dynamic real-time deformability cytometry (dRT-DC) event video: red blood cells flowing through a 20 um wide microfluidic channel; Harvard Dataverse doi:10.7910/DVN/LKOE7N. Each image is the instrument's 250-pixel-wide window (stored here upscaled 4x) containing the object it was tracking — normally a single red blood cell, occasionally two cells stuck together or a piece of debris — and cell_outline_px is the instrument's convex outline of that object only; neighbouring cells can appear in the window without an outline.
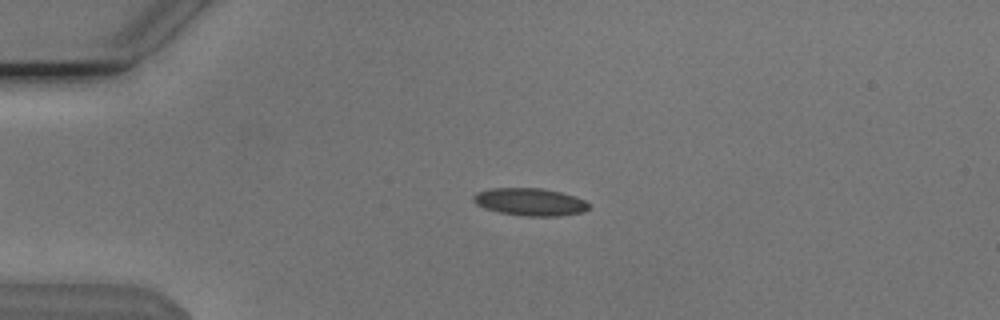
{"species": "Egyptian fruit bat (a non-hibernating species)", "species_latin": "Rousettus aegyptiacus", "temperature_condition": "cold", "stored_images_in_passage": 44, "camera_frame_rate_fps": 3000, "um_per_image_px": 0.085, "animal": {"sex": "male"}, "frame": {"image": 1, "passage_image": 9, "time_ms": 2.667, "image_size_px": [1000, 320], "cell_outline_px": [[588, 208], [584, 212], [556, 216], [528, 216], [500, 212], [484, 208], [476, 204], [472, 200], [472, 196], [476, 192], [492, 188], [540, 188], [560, 192], [576, 196], [584, 200], [588, 204]], "centroid_in_image_um": [45.03, 17.15], "position_along_channel_um": 40.0, "area_um2": 18.44}}
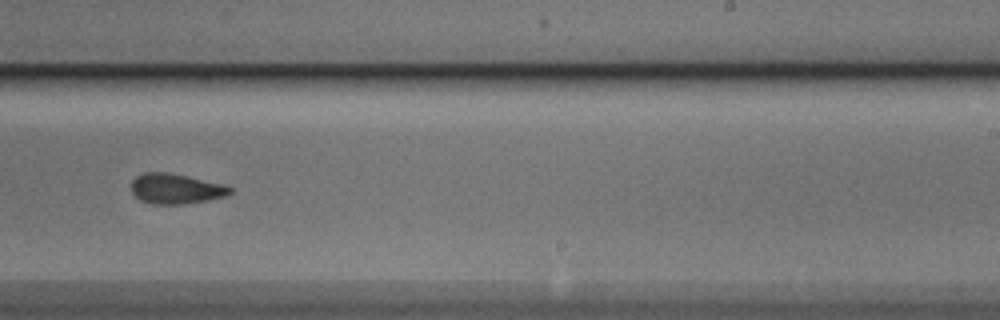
{"frame": {"image": 2, "passage_image": 30, "time_ms": 9.667, "image_size_px": [1000, 320], "cell_outline_px": [[232, 192], [228, 196], [208, 200], [184, 204], [152, 204], [140, 200], [132, 192], [132, 180], [136, 176], [144, 172], [168, 172], [228, 184], [232, 188]], "centroid_in_image_um": [15.0, 16.03], "position_along_channel_um": 274.0, "area_um2": 17.69}}
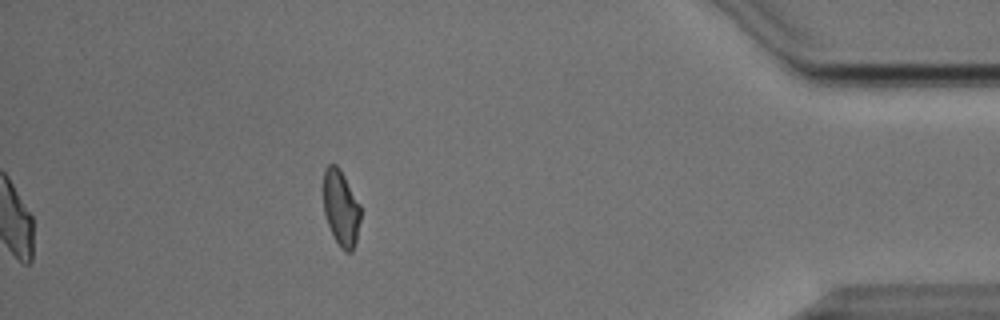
{"frame": {"image": 3, "passage_image": 44, "time_ms": 14.333, "image_size_px": [1000, 320], "cell_outline_px": [[360, 220], [356, 244], [352, 252], [344, 252], [340, 248], [328, 224], [324, 212], [324, 168], [328, 164], [336, 164], [340, 168], [360, 204]], "centroid_in_image_um": [28.99, 17.69], "position_along_channel_um": 406.2, "area_um2": 16.47}, "authors_computed_cell_mechanics": {"area_um2": 17.8024, "velocity_mm_per_s": 3.8341, "shape_relaxation_time_tau1_ms": 8.8152, "shape_relaxation_time_tau2_ms": 3.5044, "deformation_change_tau1": 0.1744, "deformation_change_tau2": 0.102}}